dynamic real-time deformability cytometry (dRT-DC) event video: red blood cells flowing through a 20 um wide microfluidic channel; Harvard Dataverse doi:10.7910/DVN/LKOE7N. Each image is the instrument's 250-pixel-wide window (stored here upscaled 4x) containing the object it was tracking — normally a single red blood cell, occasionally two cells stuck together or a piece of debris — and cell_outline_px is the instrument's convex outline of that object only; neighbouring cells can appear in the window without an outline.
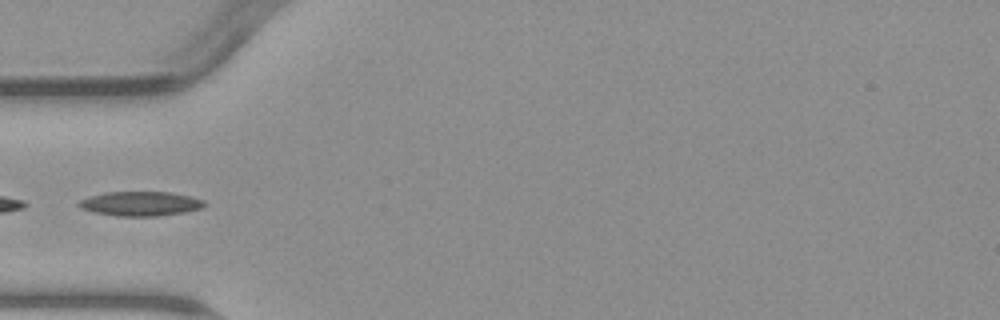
{"species": "common noctule bat (a hibernating species)", "species_latin": "Nyctalus noctula", "temperature_condition": "warm", "stored_images_in_passage": 6, "camera_frame_rate_fps": 3000, "um_per_image_px": 0.085, "animal": {"sex": "male", "body_mass_g": 23.1, "forearm_length_mm": 52.7}, "frame": {"image": 1, "passage_image": 5, "time_ms": 5.667, "image_size_px": [1000, 320], "cell_outline_px": [[208, 204], [204, 208], [184, 212], [156, 216], [116, 216], [92, 212], [80, 208], [76, 204], [80, 200], [104, 192], [168, 192], [192, 196], [204, 200]], "centroid_in_image_um": [11.97, 17.31], "position_along_channel_um": 73.0, "area_um2": 18.03}}
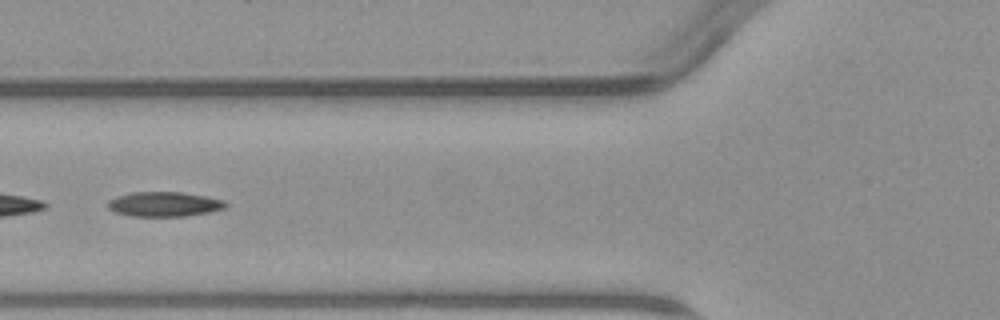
{"frame": {"image": 2, "passage_image": 6, "time_ms": 6.667, "image_size_px": [1000, 320], "cell_outline_px": [[228, 204], [224, 208], [208, 212], [184, 216], [132, 216], [116, 212], [108, 208], [108, 200], [116, 196], [132, 192], [184, 192], [224, 200]], "centroid_in_image_um": [13.94, 17.34], "position_along_channel_um": 111.9, "area_um2": 16.88}}